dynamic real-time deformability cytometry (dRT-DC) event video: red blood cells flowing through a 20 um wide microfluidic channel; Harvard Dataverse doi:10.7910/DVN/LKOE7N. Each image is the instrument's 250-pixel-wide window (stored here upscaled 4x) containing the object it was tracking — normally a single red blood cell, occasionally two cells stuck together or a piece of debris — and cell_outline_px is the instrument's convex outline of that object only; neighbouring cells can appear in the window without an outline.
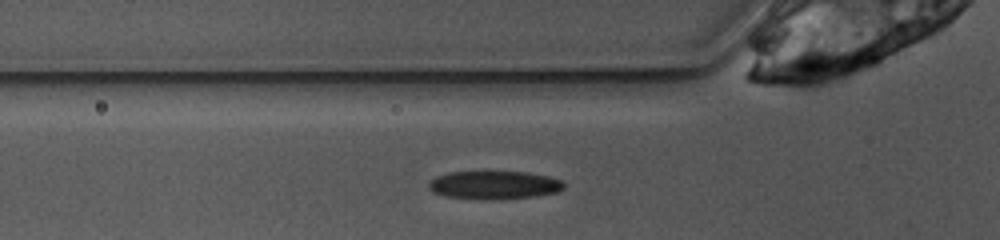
{"species": "common noctule bat (a hibernating species)", "species_latin": "Nyctalus noctula", "temperature_condition": "warm", "stored_images_in_passage": 25, "camera_frame_rate_fps": 3000, "um_per_image_px": 0.085, "animal": {"sex": "female", "body_mass_g": 10.0, "forearm_length_mm": 53.1}, "frame": {"image": 1, "passage_image": 3, "time_ms": 0.667, "image_size_px": [1000, 240], "cell_outline_px": [[564, 188], [556, 192], [536, 196], [492, 200], [488, 200], [444, 196], [432, 192], [428, 188], [428, 184], [436, 176], [452, 172], [524, 172], [548, 176], [560, 180], [564, 184]], "centroid_in_image_um": [41.98, 15.74], "position_along_channel_um": 83.8, "area_um2": 22.14}}
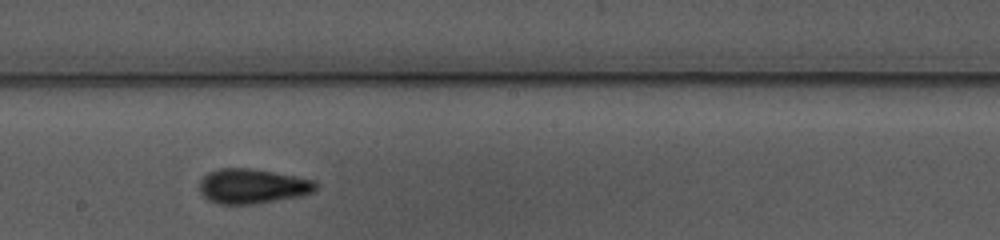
{"frame": {"image": 2, "passage_image": 14, "time_ms": 4.333, "image_size_px": [1000, 240], "cell_outline_px": [[316, 188], [312, 192], [300, 196], [256, 204], [220, 204], [208, 200], [200, 192], [200, 180], [208, 172], [220, 168], [248, 168], [296, 176], [316, 180]], "centroid_in_image_um": [21.45, 15.83], "position_along_channel_um": 226.8, "area_um2": 23.52}}
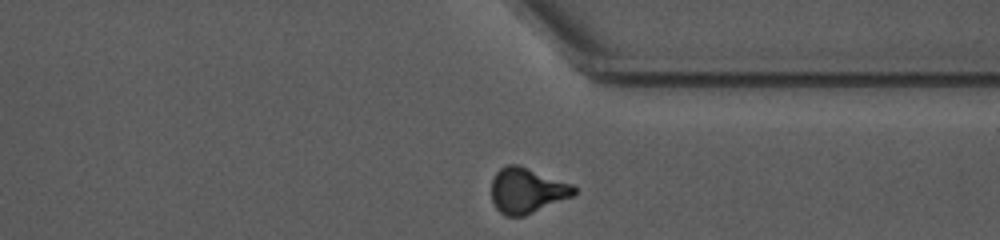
{"frame": {"image": 3, "passage_image": 25, "time_ms": 8.0, "image_size_px": [1000, 240], "cell_outline_px": [[576, 196], [524, 216], [504, 216], [496, 208], [492, 200], [492, 180], [496, 172], [500, 168], [508, 164], [516, 164], [572, 184], [576, 188]], "centroid_in_image_um": [44.81, 16.21], "position_along_channel_um": 366.6, "area_um2": 21.91}, "authors_computed_cell_mechanics": {"area_um2": 22.9466, "velocity_mm_per_s": 3.8736, "shape_relaxation_time_tau1_ms": 3.5154, "shape_relaxation_time_tau2_ms": 2.712, "deformation_change_tau1": 0.147, "deformation_change_tau2": 0.0732}}